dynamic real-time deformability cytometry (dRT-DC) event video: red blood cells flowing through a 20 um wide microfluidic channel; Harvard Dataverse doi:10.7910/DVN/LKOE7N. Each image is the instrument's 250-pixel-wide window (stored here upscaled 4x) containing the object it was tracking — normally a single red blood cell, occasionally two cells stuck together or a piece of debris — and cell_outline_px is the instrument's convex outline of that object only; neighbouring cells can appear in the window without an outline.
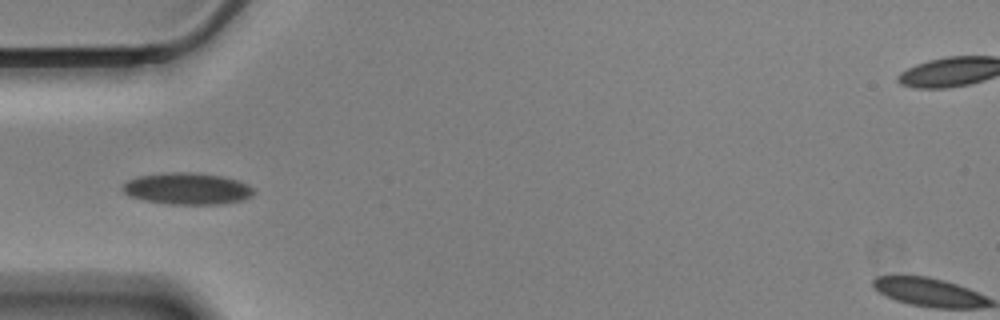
{"species": "Egyptian fruit bat (a non-hibernating species)", "species_latin": "Rousettus aegyptiacus", "temperature_condition": "cold", "stored_images_in_passage": 41, "camera_frame_rate_fps": 3000, "um_per_image_px": 0.085, "animal": {"sex": "male"}, "frame": {"image": 1, "passage_image": 1, "time_ms": 0.0, "image_size_px": [1000, 320], "cell_outline_px": [[256, 192], [252, 196], [244, 200], [224, 204], [168, 204], [144, 200], [128, 196], [120, 188], [128, 180], [136, 176], [160, 172], [196, 172], [220, 176], [236, 180], [248, 184]], "centroid_in_image_um": [15.9, 16.03], "position_along_channel_um": 69.1, "area_um2": 24.57}}
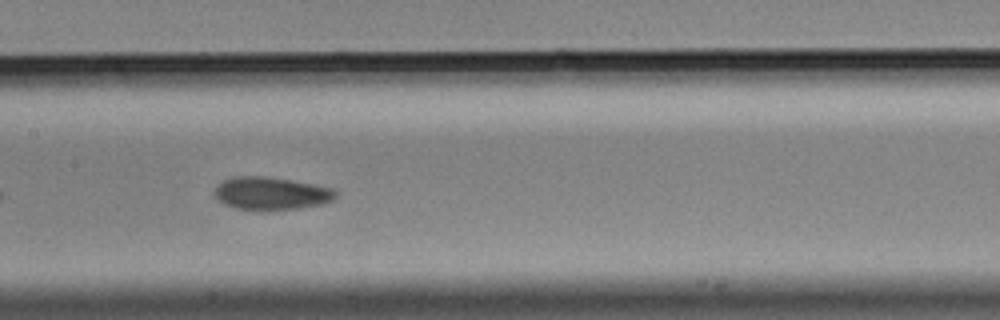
{"frame": {"image": 2, "passage_image": 11, "time_ms": 3.333, "image_size_px": [1000, 320], "cell_outline_px": [[336, 196], [332, 200], [320, 204], [300, 208], [268, 212], [264, 212], [236, 208], [224, 204], [216, 200], [216, 188], [224, 180], [232, 176], [264, 176], [292, 180], [332, 188], [336, 192]], "centroid_in_image_um": [23.02, 16.46], "position_along_channel_um": 184.4, "area_um2": 23.41}}
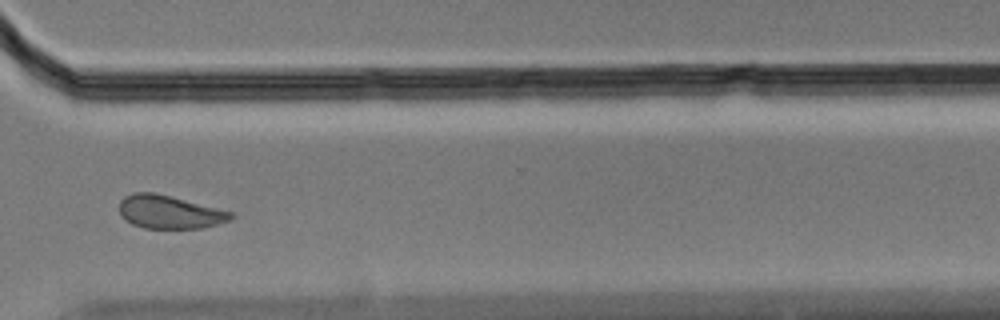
{"frame": {"image": 3, "passage_image": 26, "time_ms": 8.333, "image_size_px": [1000, 320], "cell_outline_px": [[236, 216], [228, 220], [204, 228], [144, 228], [132, 224], [124, 220], [120, 216], [120, 200], [124, 196], [132, 192], [152, 192], [232, 212]], "centroid_in_image_um": [14.35, 18.03], "position_along_channel_um": 356.3, "area_um2": 21.39}, "authors_computed_cell_mechanics": {"area_um2": 23.0044, "velocity_mm_per_s": 3.4463, "shape_relaxation_time_tau1_ms": 6.3246, "shape_relaxation_time_tau2_ms": 3.062, "deformation_change_tau1": 0.0809, "deformation_change_tau2": 0.0715}}